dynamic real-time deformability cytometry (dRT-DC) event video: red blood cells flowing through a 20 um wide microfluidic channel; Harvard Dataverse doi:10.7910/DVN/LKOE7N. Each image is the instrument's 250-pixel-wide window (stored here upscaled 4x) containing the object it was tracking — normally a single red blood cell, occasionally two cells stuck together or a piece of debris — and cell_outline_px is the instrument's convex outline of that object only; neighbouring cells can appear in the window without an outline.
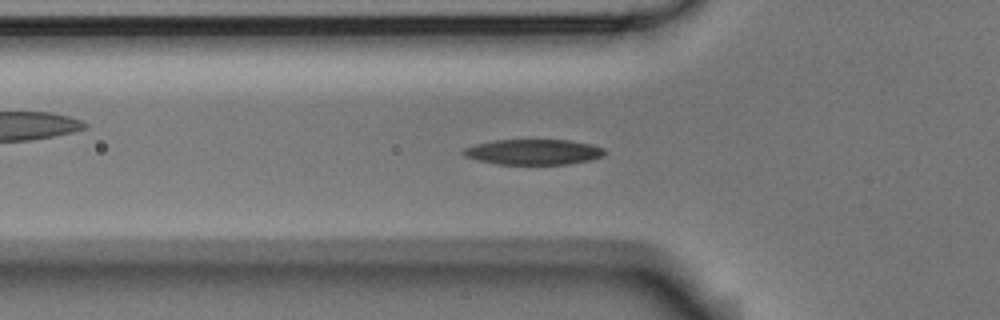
{"species": "Egyptian fruit bat (a non-hibernating species)", "species_latin": "Rousettus aegyptiacus", "temperature_condition": "room temperature", "stored_images_in_passage": 54, "camera_frame_rate_fps": 3000, "um_per_image_px": 0.085, "animal": {"sex": "male"}, "frame": {"image": 1, "passage_image": 17, "time_ms": 5.333, "image_size_px": [1000, 320], "cell_outline_px": [[604, 156], [588, 160], [568, 164], [496, 164], [464, 156], [460, 152], [464, 148], [476, 144], [496, 140], [572, 140], [592, 144], [604, 148]], "centroid_in_image_um": [45.35, 12.91], "position_along_channel_um": 80.5, "area_um2": 20.87}}
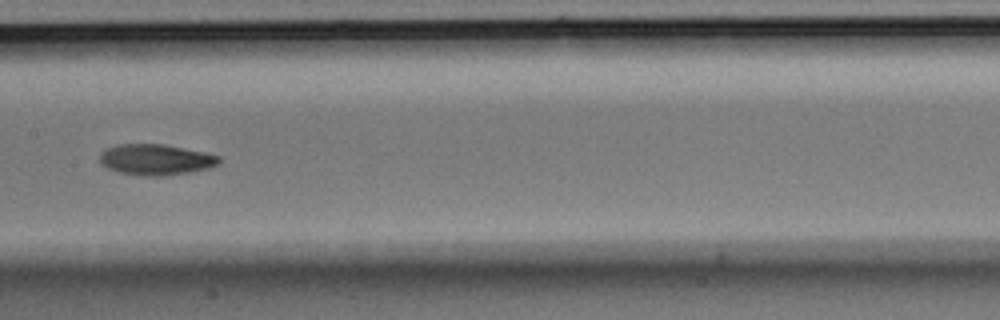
{"frame": {"image": 2, "passage_image": 26, "time_ms": 8.333, "image_size_px": [1000, 320], "cell_outline_px": [[220, 164], [212, 168], [164, 176], [144, 176], [120, 172], [108, 168], [100, 160], [100, 152], [108, 148], [120, 144], [164, 144], [204, 152], [220, 156]], "centroid_in_image_um": [13.3, 13.57], "position_along_channel_um": 194.1, "area_um2": 21.39}}
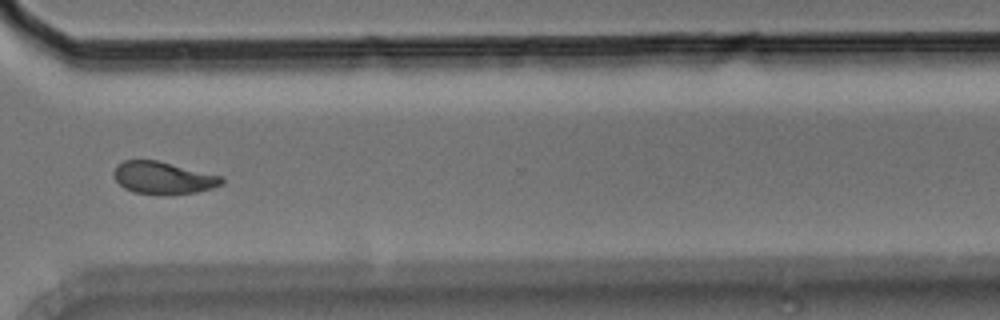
{"frame": {"image": 3, "passage_image": 39, "time_ms": 12.667, "image_size_px": [1000, 320], "cell_outline_px": [[224, 184], [212, 188], [196, 192], [132, 192], [124, 188], [116, 180], [112, 172], [116, 164], [124, 160], [156, 160], [224, 176]], "centroid_in_image_um": [13.87, 15.07], "position_along_channel_um": 356.7, "area_um2": 19.83}, "authors_computed_cell_mechanics": {"area_um2": 20.5768, "velocity_mm_per_s": 3.7559, "shape_relaxation_time_tau1_ms": 3.7692, "shape_relaxation_time_tau2_ms": 8.7251, "deformation_change_tau1": 0.1523, "deformation_change_tau2": 0.1558}}